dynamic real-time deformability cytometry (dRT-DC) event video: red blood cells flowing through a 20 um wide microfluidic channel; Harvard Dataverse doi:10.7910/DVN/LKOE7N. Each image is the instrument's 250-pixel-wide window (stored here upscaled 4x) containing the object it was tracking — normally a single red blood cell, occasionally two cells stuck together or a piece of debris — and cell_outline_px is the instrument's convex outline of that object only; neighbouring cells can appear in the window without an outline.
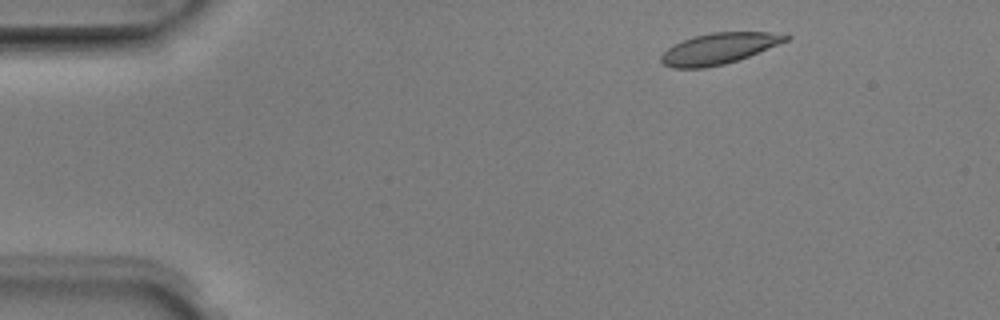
{"species": "Egyptian fruit bat (a non-hibernating species)", "species_latin": "Rousettus aegyptiacus", "temperature_condition": "room temperature", "stored_images_in_passage": 48, "camera_frame_rate_fps": 3000, "um_per_image_px": 0.085, "animal": {"sex": "male"}, "frame": {"image": 1, "passage_image": 4, "time_ms": 1.0, "image_size_px": [1000, 320], "cell_outline_px": [[792, 36], [788, 40], [748, 56], [724, 64], [704, 68], [672, 68], [664, 64], [660, 60], [660, 56], [668, 48], [684, 40], [696, 36], [712, 32], [788, 32]], "centroid_in_image_um": [61.15, 4.11], "position_along_channel_um": 23.8, "area_um2": 22.37}}
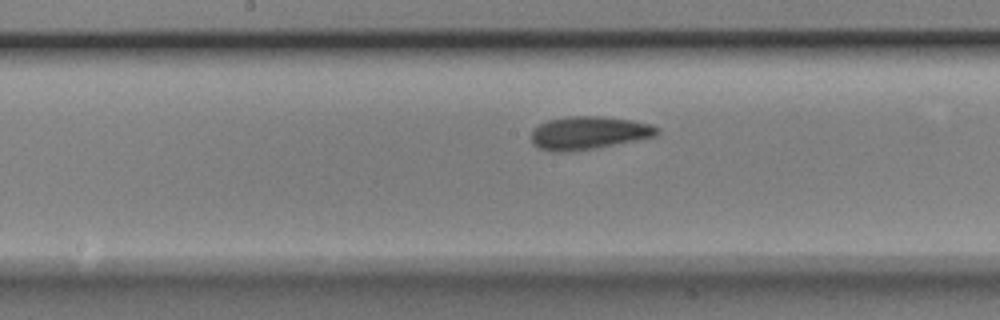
{"frame": {"image": 2, "passage_image": 23, "time_ms": 7.333, "image_size_px": [1000, 320], "cell_outline_px": [[660, 132], [656, 136], [596, 148], [572, 152], [552, 152], [540, 148], [532, 144], [532, 128], [548, 120], [568, 116], [600, 116], [632, 120], [652, 124], [660, 128]], "centroid_in_image_um": [50.04, 11.3], "position_along_channel_um": 198.2, "area_um2": 24.45}}
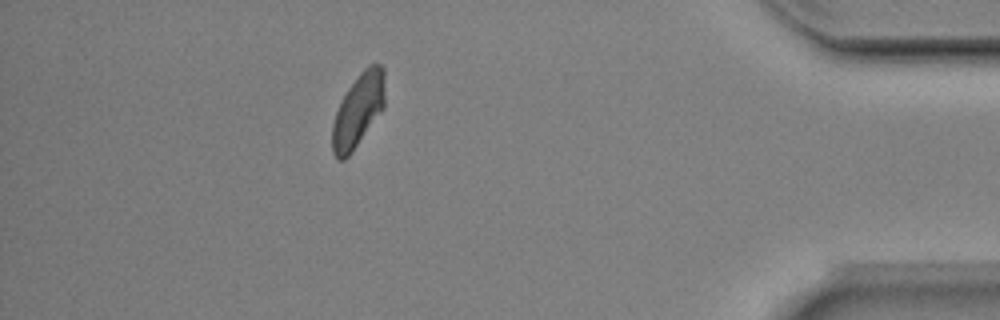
{"frame": {"image": 3, "passage_image": 42, "time_ms": 13.667, "image_size_px": [1000, 320], "cell_outline_px": [[384, 108], [352, 152], [344, 160], [336, 160], [332, 152], [332, 124], [336, 112], [348, 88], [360, 72], [368, 64], [380, 64], [384, 68]], "centroid_in_image_um": [30.44, 9.39], "position_along_channel_um": 404.8, "area_um2": 22.43}, "authors_computed_cell_mechanics": {"area_um2": 23.2067, "velocity_mm_per_s": 3.9764, "shape_relaxation_time_tau1_ms": 2.7823, "shape_relaxation_time_tau2_ms": 2.2686, "deformation_change_tau1": 0.113, "deformation_change_tau2": 0.0629}}